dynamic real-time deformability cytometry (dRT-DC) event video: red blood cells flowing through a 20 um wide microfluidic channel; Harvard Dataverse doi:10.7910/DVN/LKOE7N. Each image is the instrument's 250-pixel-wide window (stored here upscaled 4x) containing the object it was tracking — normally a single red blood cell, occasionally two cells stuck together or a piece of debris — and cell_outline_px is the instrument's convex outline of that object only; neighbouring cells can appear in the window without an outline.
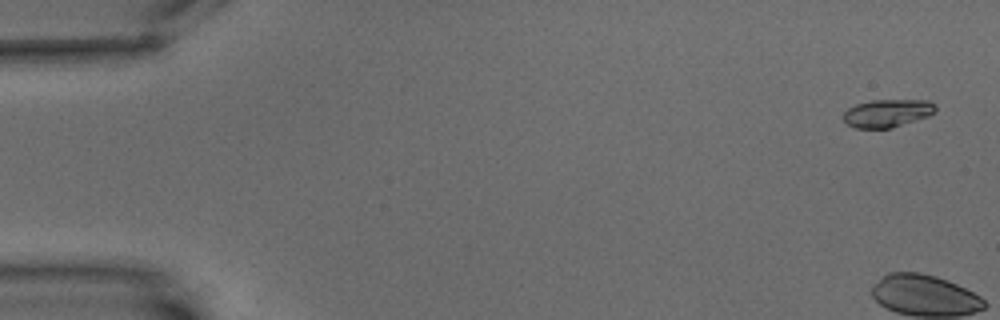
{"species": "common noctule bat (a hibernating species)", "species_latin": "Nyctalus noctula", "temperature_condition": "warm", "stored_images_in_passage": 10, "segment_of_instrument_passage": [1, 2], "camera_frame_rate_fps": 3000, "um_per_image_px": 0.085, "animal": {"sex": "male", "body_mass_g": 15.6}, "frame": {"image": 1, "passage_image": 1, "time_ms": 0.0, "image_size_px": [1000, 320], "cell_outline_px": [[936, 112], [928, 116], [892, 128], [856, 128], [848, 124], [844, 120], [844, 112], [848, 108], [856, 104], [872, 100], [928, 100], [936, 104]], "centroid_in_image_um": [75.45, 9.61], "position_along_channel_um": 9.5, "area_um2": 14.97}}